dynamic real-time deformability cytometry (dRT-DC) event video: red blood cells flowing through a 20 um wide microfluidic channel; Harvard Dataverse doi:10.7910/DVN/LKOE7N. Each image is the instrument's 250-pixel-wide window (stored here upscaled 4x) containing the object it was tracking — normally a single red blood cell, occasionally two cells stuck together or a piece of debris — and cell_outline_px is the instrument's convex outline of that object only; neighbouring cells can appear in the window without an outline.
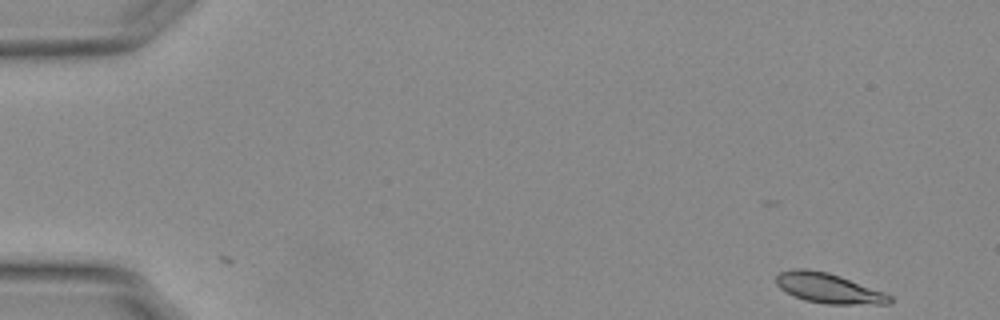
{"species": "Egyptian fruit bat (a non-hibernating species)", "species_latin": "Rousettus aegyptiacus", "temperature_condition": "warm", "stored_images_in_passage": 5, "camera_frame_rate_fps": 3000, "um_per_image_px": 0.085, "animal": {"sex": "female"}, "frame": {"image": 1, "passage_image": 1, "time_ms": 0.0, "image_size_px": [1000, 320], "cell_outline_px": [[892, 304], [824, 304], [804, 300], [780, 288], [776, 284], [776, 276], [780, 272], [792, 268], [804, 268], [828, 272], [840, 276], [884, 292], [892, 296]], "centroid_in_image_um": [70.43, 24.49], "position_along_channel_um": 14.6, "area_um2": 19.83}}